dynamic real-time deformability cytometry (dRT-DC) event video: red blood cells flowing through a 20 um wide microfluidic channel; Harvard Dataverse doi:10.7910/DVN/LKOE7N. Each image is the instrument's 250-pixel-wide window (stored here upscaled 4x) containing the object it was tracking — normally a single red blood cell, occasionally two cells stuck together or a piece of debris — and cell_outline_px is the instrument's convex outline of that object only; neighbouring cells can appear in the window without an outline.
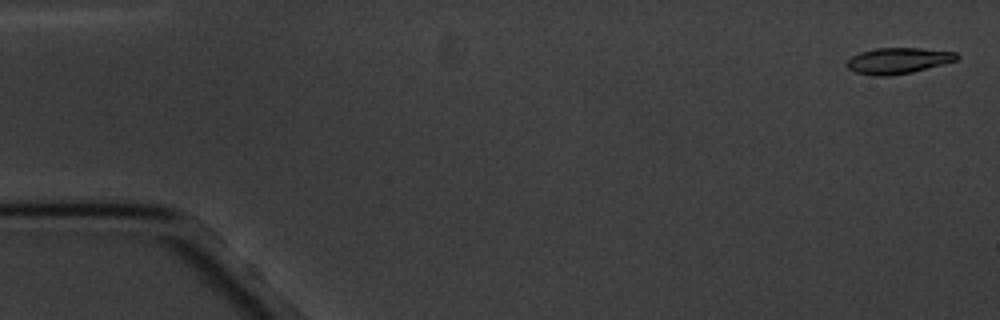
{"species": "common noctule bat (a hibernating species)", "species_latin": "Nyctalus noctula", "temperature_condition": "cold", "stored_images_in_passage": 6, "camera_frame_rate_fps": 3000, "um_per_image_px": 0.085, "animal": {"sex": "male", "body_mass_g": 20.1, "forearm_length_mm": 53.5}, "frame": {"image": 1, "passage_image": 1, "time_ms": 0.0, "image_size_px": [1000, 320], "cell_outline_px": [[960, 56], [956, 60], [912, 72], [888, 76], [872, 76], [856, 72], [848, 68], [844, 64], [852, 56], [860, 52], [876, 48], [920, 48], [956, 52]], "centroid_in_image_um": [76.3, 5.16], "position_along_channel_um": 8.7, "area_um2": 16.59}}
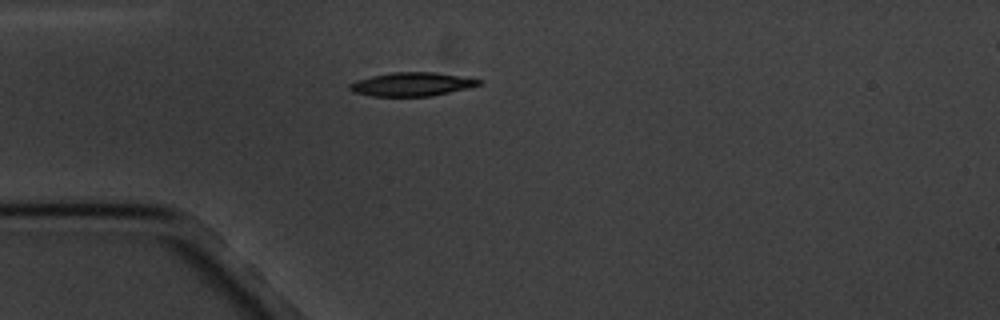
{"frame": {"image": 2, "passage_image": 5, "time_ms": 4.667, "image_size_px": [1000, 320], "cell_outline_px": [[484, 80], [480, 84], [468, 88], [432, 96], [372, 96], [352, 92], [348, 88], [348, 84], [356, 80], [372, 76], [392, 72], [436, 72]], "centroid_in_image_um": [34.99, 7.16], "position_along_channel_um": 50.0, "area_um2": 17.86}}